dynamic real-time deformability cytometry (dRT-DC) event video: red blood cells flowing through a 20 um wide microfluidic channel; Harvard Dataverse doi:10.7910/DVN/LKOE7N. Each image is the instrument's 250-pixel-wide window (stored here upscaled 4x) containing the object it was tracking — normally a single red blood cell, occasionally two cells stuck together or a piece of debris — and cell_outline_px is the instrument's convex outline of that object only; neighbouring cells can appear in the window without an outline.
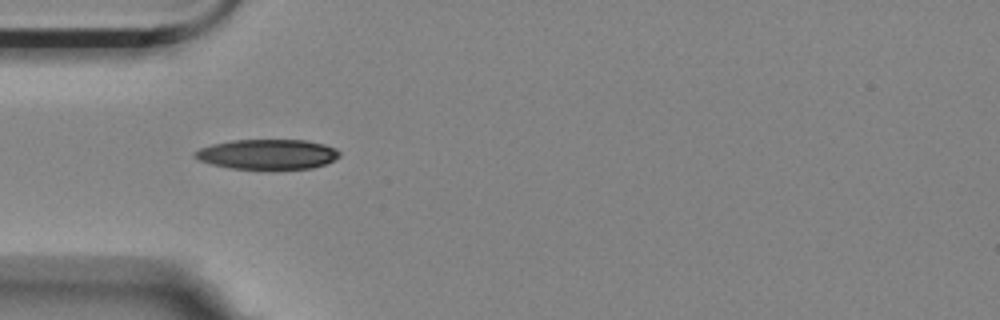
{"species": "Egyptian fruit bat (a non-hibernating species)", "species_latin": "Rousettus aegyptiacus", "temperature_condition": "room temperature", "stored_images_in_passage": 5, "camera_frame_rate_fps": 3000, "um_per_image_px": 0.085, "animal": {"sex": "female"}, "frame": {"image": 1, "passage_image": 1, "time_ms": 0.0, "image_size_px": [1000, 320], "cell_outline_px": [[340, 156], [324, 164], [312, 168], [228, 168], [212, 164], [200, 160], [192, 156], [192, 152], [200, 148], [212, 144], [232, 140], [308, 140], [324, 144], [336, 148], [340, 152]], "centroid_in_image_um": [22.71, 13.09], "position_along_channel_um": 62.3, "area_um2": 25.09}}
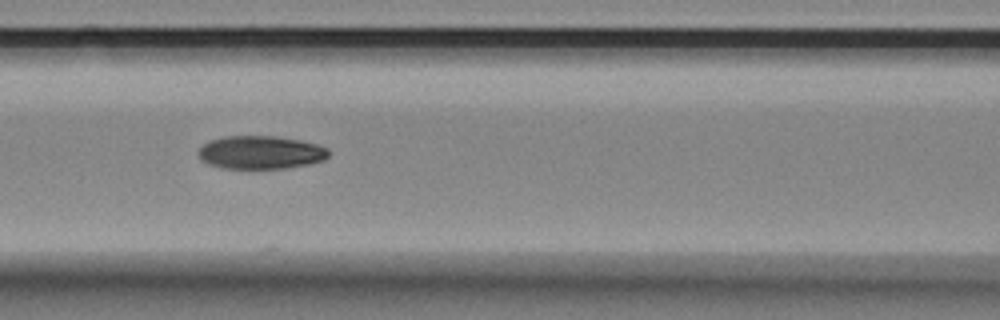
{"frame": {"image": 2, "passage_image": 3, "time_ms": 0.667, "image_size_px": [1000, 320], "cell_outline_px": [[328, 156], [324, 160], [308, 164], [284, 168], [220, 168], [208, 164], [200, 160], [200, 148], [204, 144], [212, 140], [228, 136], [276, 136], [300, 140], [316, 144], [328, 148]], "centroid_in_image_um": [22.17, 12.96], "position_along_channel_um": 144.4, "area_um2": 24.97}}
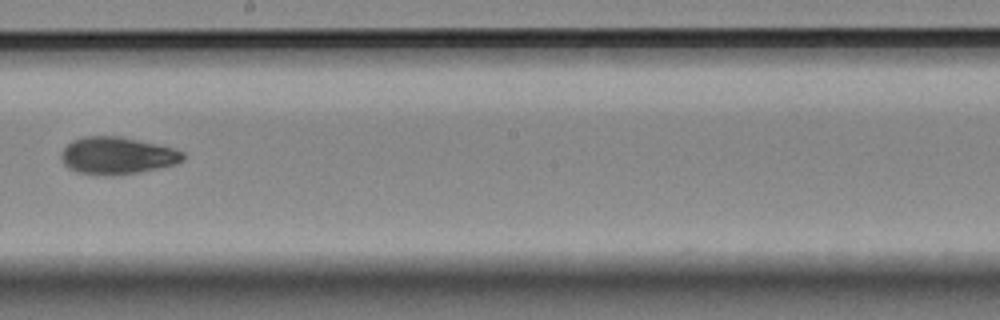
{"frame": {"image": 3, "passage_image": 5, "time_ms": 1.333, "image_size_px": [1000, 320], "cell_outline_px": [[184, 160], [176, 164], [140, 172], [76, 172], [68, 168], [64, 164], [60, 156], [60, 152], [72, 140], [84, 136], [120, 136], [156, 144], [172, 148], [184, 152]], "centroid_in_image_um": [9.96, 13.18], "position_along_channel_um": 238.2, "area_um2": 25.55}}